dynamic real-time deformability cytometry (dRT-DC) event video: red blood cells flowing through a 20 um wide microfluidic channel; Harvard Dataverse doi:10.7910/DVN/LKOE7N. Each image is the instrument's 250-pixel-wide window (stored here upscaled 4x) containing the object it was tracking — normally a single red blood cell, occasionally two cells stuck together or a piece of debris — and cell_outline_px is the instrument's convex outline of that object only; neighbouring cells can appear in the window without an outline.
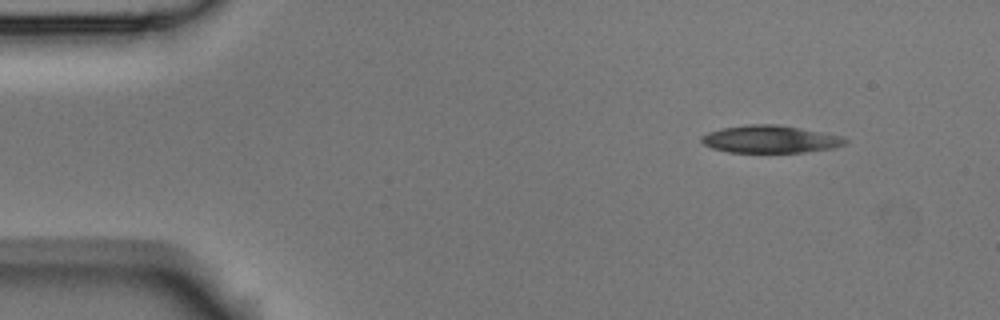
{"species": "Egyptian fruit bat (a non-hibernating species)", "species_latin": "Rousettus aegyptiacus", "temperature_condition": "room temperature", "stored_images_in_passage": 48, "camera_frame_rate_fps": 3000, "um_per_image_px": 0.085, "animal": {"sex": "male"}, "frame": {"image": 1, "passage_image": 1, "time_ms": 0.0, "image_size_px": [1000, 320], "cell_outline_px": [[848, 140], [844, 144], [836, 148], [804, 152], [728, 152], [712, 148], [704, 144], [700, 140], [700, 136], [708, 132], [720, 128], [748, 124], [776, 124], [844, 136]], "centroid_in_image_um": [65.46, 11.83], "position_along_channel_um": 19.5, "area_um2": 23.12}}
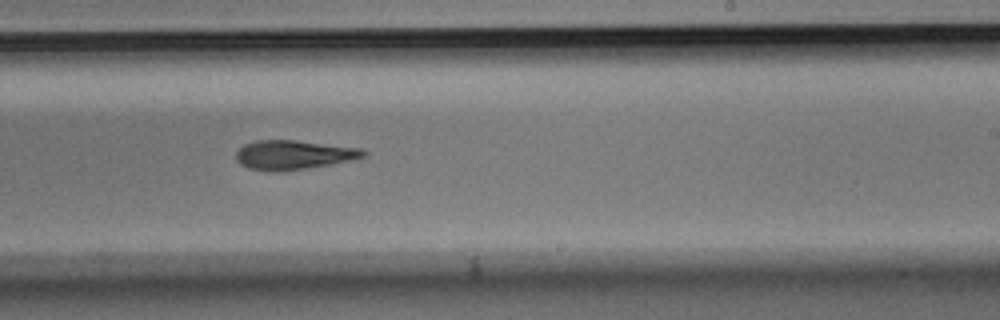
{"frame": {"image": 2, "passage_image": 27, "time_ms": 8.667, "image_size_px": [1000, 320], "cell_outline_px": [[368, 156], [328, 164], [304, 168], [272, 172], [248, 168], [240, 164], [236, 160], [236, 152], [244, 144], [256, 140], [296, 140], [360, 148], [368, 152]], "centroid_in_image_um": [24.92, 13.15], "position_along_channel_um": 264.1, "area_um2": 21.5}}
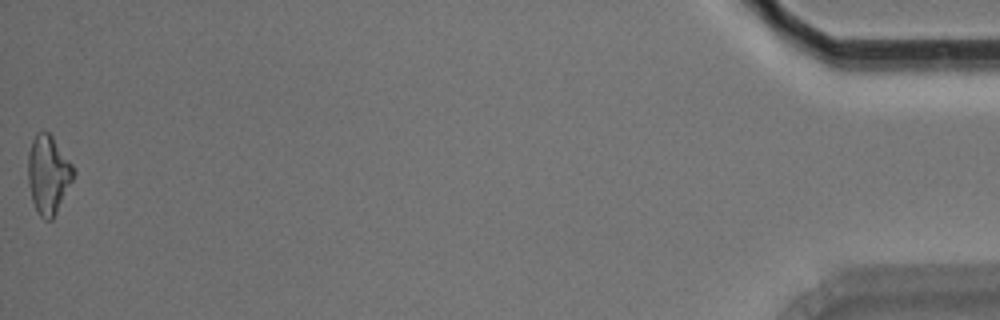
{"frame": {"image": 3, "passage_image": 48, "time_ms": 15.667, "image_size_px": [1000, 320], "cell_outline_px": [[76, 172], [52, 220], [44, 220], [40, 216], [32, 200], [28, 184], [28, 152], [32, 140], [36, 132], [48, 132], [52, 136], [76, 168]], "centroid_in_image_um": [4.1, 14.81], "position_along_channel_um": 431.1, "area_um2": 20.75}, "authors_computed_cell_mechanics": {"area_um2": 21.7328, "velocity_mm_per_s": 3.7877, "shape_relaxation_time_tau1_ms": 3.481, "shape_relaxation_time_tau2_ms": 10.4944, "deformation_change_tau1": 0.1396, "deformation_change_tau2": 0.2786}}